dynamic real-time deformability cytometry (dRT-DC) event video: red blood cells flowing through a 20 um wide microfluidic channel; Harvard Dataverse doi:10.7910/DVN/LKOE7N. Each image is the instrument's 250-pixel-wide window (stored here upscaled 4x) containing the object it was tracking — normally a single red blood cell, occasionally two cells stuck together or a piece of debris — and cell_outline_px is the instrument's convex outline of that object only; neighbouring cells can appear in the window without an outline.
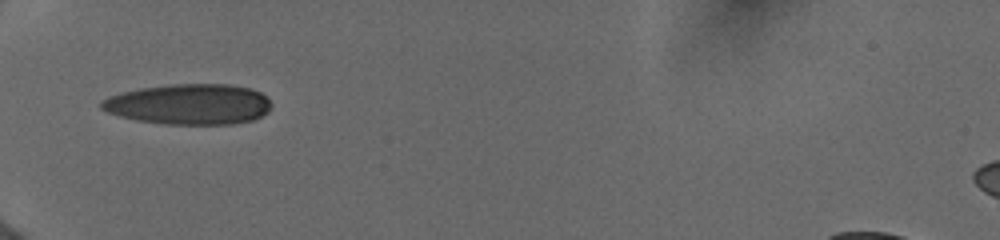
{"species": "human", "species_latin": "Homo sapiens", "temperature_condition": "cold", "stored_images_in_passage": 17, "camera_frame_rate_fps": 3000, "um_per_image_px": 0.085, "donor": {"sex": "female"}, "frame": {"image": 1, "passage_image": 1, "time_ms": 0.0, "image_size_px": [1000, 240], "cell_outline_px": [[272, 104], [268, 112], [252, 120], [232, 124], [168, 124], [140, 120], [120, 116], [108, 112], [100, 108], [100, 104], [108, 96], [140, 88], [176, 84], [228, 84], [252, 88], [260, 92]], "centroid_in_image_um": [16.11, 8.85], "position_along_channel_um": 68.9, "area_um2": 39.88}}
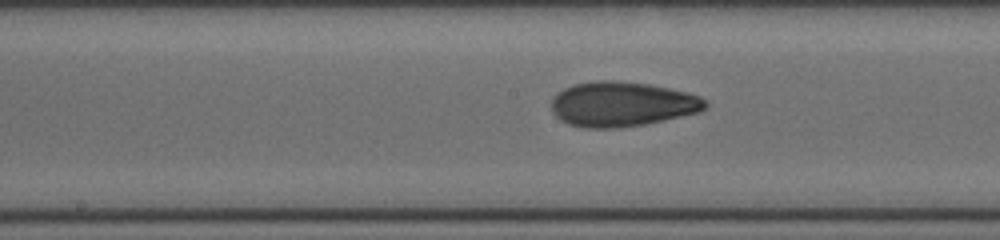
{"frame": {"image": 2, "passage_image": 10, "time_ms": 3.333, "image_size_px": [1000, 240], "cell_outline_px": [[708, 104], [700, 112], [664, 120], [644, 124], [616, 128], [584, 128], [568, 124], [560, 120], [552, 112], [552, 96], [564, 88], [572, 84], [596, 80], [612, 80], [648, 84], [688, 92], [700, 96], [708, 100]], "centroid_in_image_um": [52.86, 8.85], "position_along_channel_um": 195.3, "area_um2": 40.46}}
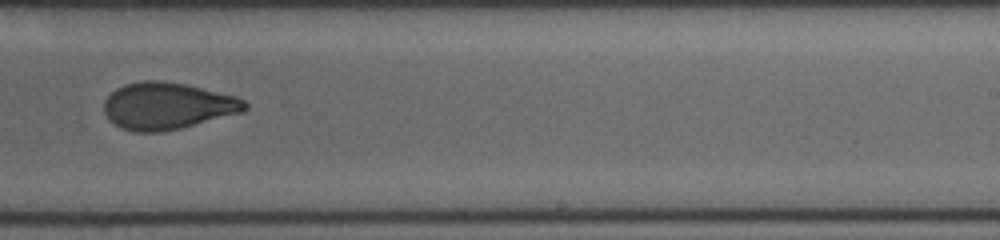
{"frame": {"image": 3, "passage_image": 15, "time_ms": 5.333, "image_size_px": [1000, 240], "cell_outline_px": [[248, 108], [244, 112], [180, 128], [156, 132], [136, 132], [120, 128], [104, 112], [104, 100], [116, 88], [124, 84], [144, 80], [164, 80], [184, 84], [236, 96], [244, 100], [248, 104]], "centroid_in_image_um": [14.24, 8.99], "position_along_channel_um": 274.8, "area_um2": 38.38}}